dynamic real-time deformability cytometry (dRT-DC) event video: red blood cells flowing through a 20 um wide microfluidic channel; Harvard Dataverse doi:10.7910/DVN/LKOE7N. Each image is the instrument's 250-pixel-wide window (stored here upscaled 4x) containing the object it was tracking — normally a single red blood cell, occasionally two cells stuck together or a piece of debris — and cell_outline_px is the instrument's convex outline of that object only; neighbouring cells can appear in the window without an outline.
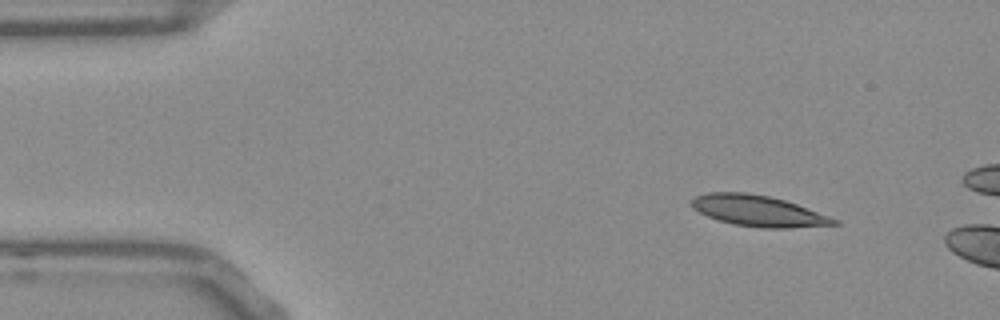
{"species": "Egyptian fruit bat (a non-hibernating species)", "species_latin": "Rousettus aegyptiacus", "temperature_condition": "room temperature", "stored_images_in_passage": 12, "camera_frame_rate_fps": 3000, "um_per_image_px": 0.085, "frame": {"image": 1, "passage_image": 6, "time_ms": 1.667, "image_size_px": [1000, 320], "cell_outline_px": [[840, 224], [788, 228], [760, 228], [732, 224], [708, 216], [692, 208], [692, 200], [696, 196], [708, 192], [748, 192], [768, 196], [784, 200], [796, 204], [840, 220]], "centroid_in_image_um": [64.46, 17.93], "position_along_channel_um": 20.5, "area_um2": 25.55}}